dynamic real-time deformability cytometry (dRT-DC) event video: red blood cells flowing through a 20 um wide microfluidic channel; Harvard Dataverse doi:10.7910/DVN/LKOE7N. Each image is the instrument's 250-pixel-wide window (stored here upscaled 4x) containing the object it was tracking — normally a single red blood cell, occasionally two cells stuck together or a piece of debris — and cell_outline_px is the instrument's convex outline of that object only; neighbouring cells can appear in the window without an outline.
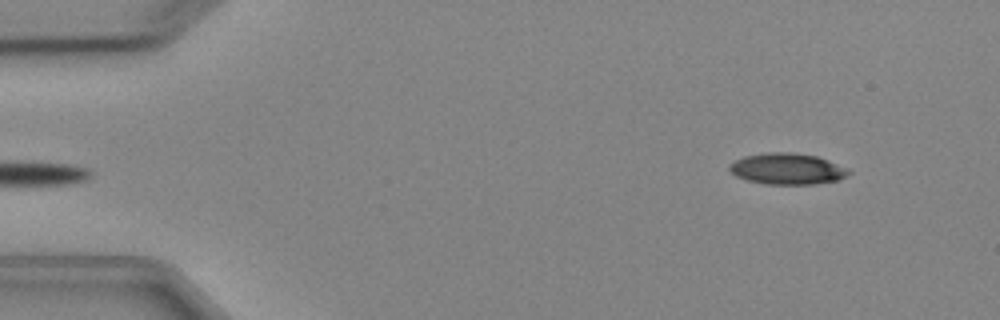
{"species": "Egyptian fruit bat (a non-hibernating species)", "species_latin": "Rousettus aegyptiacus", "temperature_condition": "cold", "stored_images_in_passage": 5, "segment_of_instrument_passage": [2, 2], "camera_frame_rate_fps": 3000, "um_per_image_px": 0.085, "animal": {"sex": "female"}, "frame": {"image": 1, "passage_image": 5, "time_ms": 4.667, "image_size_px": [1000, 320], "cell_outline_px": [[852, 172], [836, 180], [812, 184], [764, 184], [748, 180], [736, 176], [728, 168], [728, 164], [744, 156], [768, 152], [788, 152], [816, 156], [828, 160], [848, 168]], "centroid_in_image_um": [66.89, 14.34], "position_along_channel_um": 18.1, "area_um2": 21.5}}